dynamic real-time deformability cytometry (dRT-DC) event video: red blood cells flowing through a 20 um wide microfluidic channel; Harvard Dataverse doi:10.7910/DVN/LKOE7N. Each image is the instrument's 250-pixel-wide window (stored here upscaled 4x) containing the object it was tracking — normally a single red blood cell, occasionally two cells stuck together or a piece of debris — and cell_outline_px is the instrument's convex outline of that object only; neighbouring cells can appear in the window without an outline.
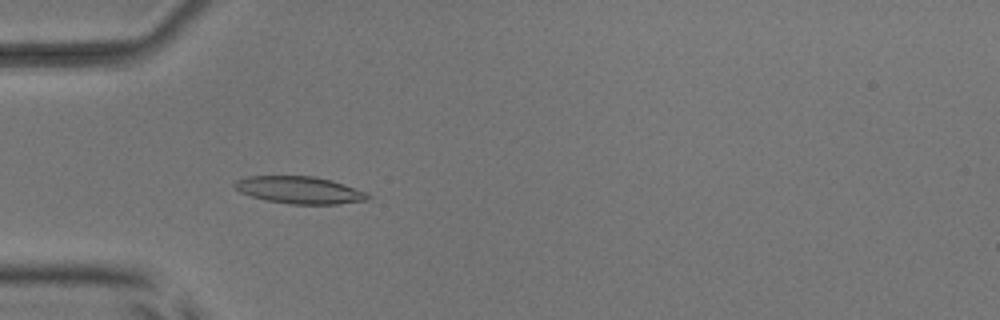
{"species": "common noctule bat (a hibernating species)", "species_latin": "Nyctalus noctula", "temperature_condition": "room temperature", "stored_images_in_passage": 52, "camera_frame_rate_fps": 3000, "um_per_image_px": 0.085, "animal": {"sex": "male", "body_mass_g": 17.9, "forearm_length_mm": 54.2}, "frame": {"image": 1, "passage_image": 16, "time_ms": 5.0, "image_size_px": [1000, 320], "cell_outline_px": [[372, 196], [368, 200], [336, 204], [288, 204], [264, 200], [240, 192], [232, 184], [236, 180], [248, 176], [312, 176], [332, 180], [368, 192]], "centroid_in_image_um": [25.48, 16.15], "position_along_channel_um": 59.5, "area_um2": 21.27}}
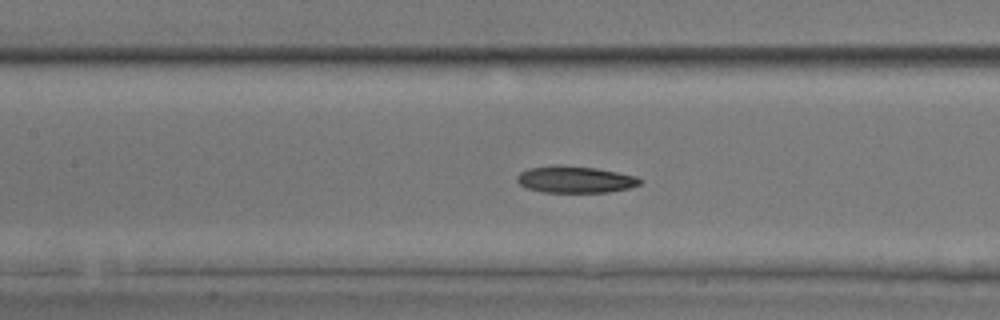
{"frame": {"image": 2, "passage_image": 24, "time_ms": 7.667, "image_size_px": [1000, 320], "cell_outline_px": [[644, 180], [640, 184], [628, 188], [608, 192], [544, 192], [528, 188], [520, 184], [516, 180], [516, 176], [520, 172], [528, 168], [556, 164], [564, 164], [596, 168], [636, 176]], "centroid_in_image_um": [48.87, 15.24], "position_along_channel_um": 158.5, "area_um2": 19.31}}
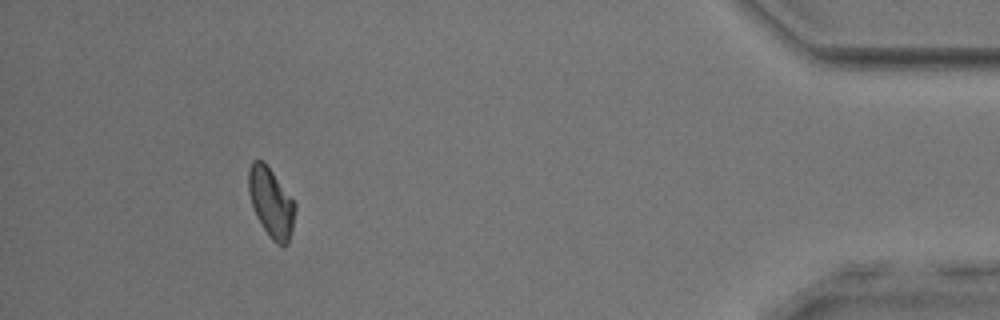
{"frame": {"image": 3, "passage_image": 48, "time_ms": 15.667, "image_size_px": [1000, 320], "cell_outline_px": [[296, 208], [292, 228], [288, 244], [276, 244], [268, 236], [256, 216], [248, 192], [248, 172], [252, 160], [264, 160], [296, 204]], "centroid_in_image_um": [23.03, 17.2], "position_along_channel_um": 412.2, "area_um2": 18.79}, "authors_computed_cell_mechanics": {"area_um2": 19.363, "velocity_mm_per_s": 3.8986, "shape_relaxation_time_tau1_ms": 5.9477, "shape_relaxation_time_tau2_ms": 2.9585, "deformation_change_tau1": 0.1506, "deformation_change_tau2": 0.0912}}